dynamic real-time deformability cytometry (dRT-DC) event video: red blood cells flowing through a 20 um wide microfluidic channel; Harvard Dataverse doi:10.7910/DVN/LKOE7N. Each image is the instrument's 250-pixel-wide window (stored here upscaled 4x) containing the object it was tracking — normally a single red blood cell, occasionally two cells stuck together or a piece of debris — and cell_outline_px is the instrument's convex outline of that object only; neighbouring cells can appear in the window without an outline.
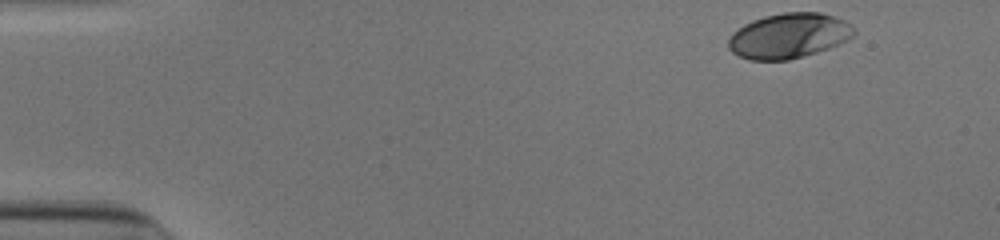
{"species": "human", "species_latin": "Homo sapiens", "temperature_condition": "cold", "stored_images_in_passage": 39, "camera_frame_rate_fps": 3000, "um_per_image_px": 0.085, "donor": {"sex": "male"}, "frame": {"image": 1, "passage_image": 1, "time_ms": 0.0, "image_size_px": [1000, 240], "cell_outline_px": [[856, 32], [852, 36], [828, 48], [816, 52], [788, 60], [748, 60], [732, 52], [728, 48], [728, 40], [732, 32], [744, 24], [752, 20], [764, 16], [784, 12], [820, 12], [844, 20]], "centroid_in_image_um": [66.98, 3.04], "position_along_channel_um": 18.0, "area_um2": 32.71}}
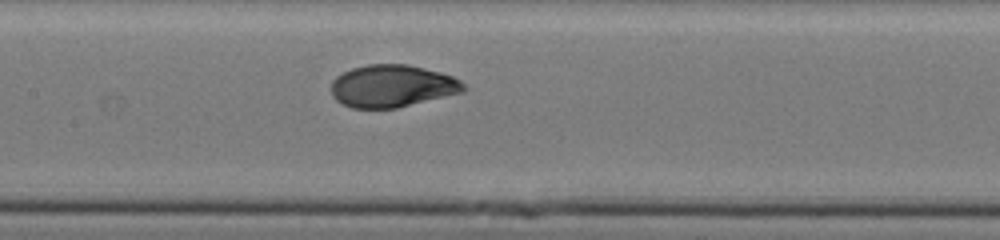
{"frame": {"image": 2, "passage_image": 22, "time_ms": 7.0, "image_size_px": [1000, 240], "cell_outline_px": [[468, 88], [464, 92], [396, 108], [352, 108], [336, 100], [332, 96], [332, 80], [336, 76], [352, 68], [368, 64], [408, 64], [440, 72], [452, 76], [460, 80]], "centroid_in_image_um": [33.36, 7.31], "position_along_channel_um": 174.0, "area_um2": 32.71}}
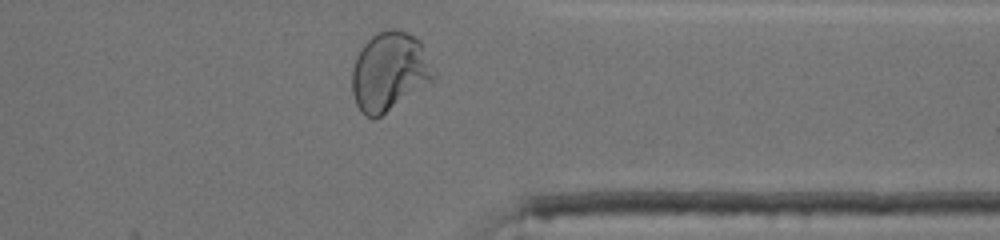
{"frame": {"image": 3, "passage_image": 38, "time_ms": 12.333, "image_size_px": [1000, 240], "cell_outline_px": [[436, 80], [380, 116], [372, 120], [364, 116], [360, 112], [356, 104], [352, 92], [352, 68], [356, 56], [360, 48], [376, 32], [384, 28], [396, 28], [408, 32], [420, 40], [436, 76]], "centroid_in_image_um": [33.09, 6.08], "position_along_channel_um": 378.3, "area_um2": 38.03}, "authors_computed_cell_mechanics": {"area_um2": 32.7148, "velocity_mm_per_s": 3.9023, "shape_relaxation_time_tau1_ms": 4.2903, "shape_relaxation_time_tau2_ms": null, "deformation_change_tau1": 0.1878, "deformation_change_tau2": null}}